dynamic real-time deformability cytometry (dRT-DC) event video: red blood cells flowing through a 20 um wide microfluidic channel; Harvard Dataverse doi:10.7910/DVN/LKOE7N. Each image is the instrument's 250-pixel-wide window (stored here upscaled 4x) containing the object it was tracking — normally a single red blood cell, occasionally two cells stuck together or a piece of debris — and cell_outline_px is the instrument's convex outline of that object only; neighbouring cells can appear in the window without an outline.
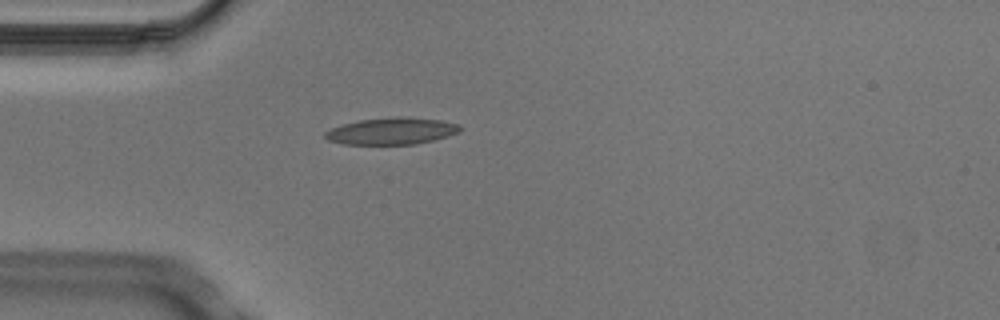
{"species": "Egyptian fruit bat (a non-hibernating species)", "species_latin": "Rousettus aegyptiacus", "temperature_condition": "cold", "stored_images_in_passage": 4, "camera_frame_rate_fps": 3000, "um_per_image_px": 0.085, "animal": {"sex": "male"}, "frame": {"image": 1, "passage_image": 4, "time_ms": 1.0, "image_size_px": [1000, 320], "cell_outline_px": [[464, 128], [460, 132], [448, 136], [432, 140], [412, 144], [344, 144], [328, 140], [324, 136], [324, 132], [332, 128], [344, 124], [360, 120], [396, 116], [408, 116], [440, 120], [460, 124]], "centroid_in_image_um": [33.34, 11.13], "position_along_channel_um": 51.7, "area_um2": 21.15}}